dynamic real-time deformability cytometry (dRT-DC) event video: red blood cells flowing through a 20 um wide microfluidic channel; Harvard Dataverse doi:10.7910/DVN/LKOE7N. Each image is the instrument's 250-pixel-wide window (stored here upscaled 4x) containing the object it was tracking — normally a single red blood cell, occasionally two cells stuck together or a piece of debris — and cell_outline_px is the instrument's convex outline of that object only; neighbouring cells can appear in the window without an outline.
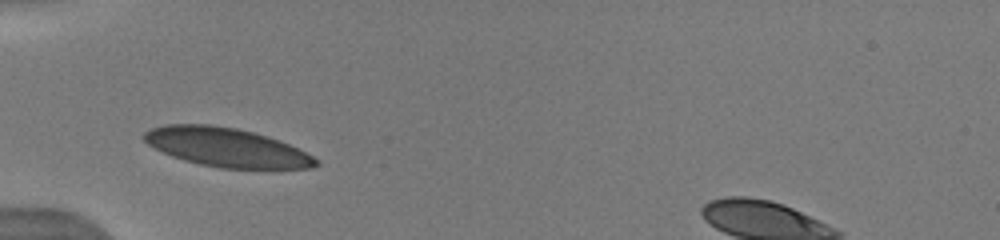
{"species": "human", "species_latin": "Homo sapiens", "temperature_condition": "warm", "stored_images_in_passage": 2, "camera_frame_rate_fps": 3000, "um_per_image_px": 0.085, "donor": {"sex": "male"}, "frame": {"image": 1, "passage_image": 1, "time_ms": 0.0, "image_size_px": [1000, 240], "cell_outline_px": [[320, 164], [312, 168], [220, 168], [200, 164], [184, 160], [172, 156], [148, 144], [140, 136], [144, 132], [152, 128], [164, 124], [212, 124], [236, 128], [268, 136], [280, 140], [320, 160]], "centroid_in_image_um": [19.23, 12.51], "position_along_channel_um": 65.8, "area_um2": 38.78}}